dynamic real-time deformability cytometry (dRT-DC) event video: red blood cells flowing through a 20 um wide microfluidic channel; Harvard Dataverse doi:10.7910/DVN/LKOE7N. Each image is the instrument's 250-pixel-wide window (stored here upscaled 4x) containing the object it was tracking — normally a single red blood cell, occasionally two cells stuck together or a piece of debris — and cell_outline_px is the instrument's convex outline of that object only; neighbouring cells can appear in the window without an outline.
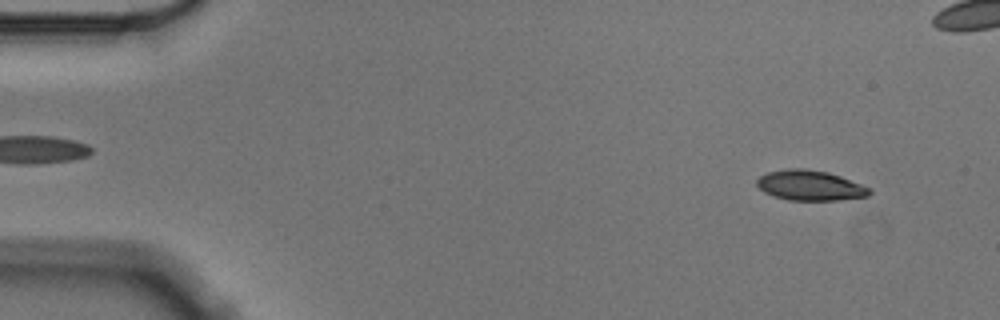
{"species": "Egyptian fruit bat (a non-hibernating species)", "species_latin": "Rousettus aegyptiacus", "temperature_condition": "cold", "stored_images_in_passage": 56, "camera_frame_rate_fps": 3000, "um_per_image_px": 0.085, "animal": {"sex": "male"}, "frame": {"image": 1, "passage_image": 4, "time_ms": 1.0, "image_size_px": [1000, 320], "cell_outline_px": [[872, 192], [868, 196], [840, 200], [788, 200], [772, 196], [764, 192], [756, 184], [756, 180], [760, 176], [768, 172], [788, 168], [804, 168], [828, 172], [840, 176], [872, 188]], "centroid_in_image_um": [68.86, 15.76], "position_along_channel_um": 16.1, "area_um2": 19.94}}
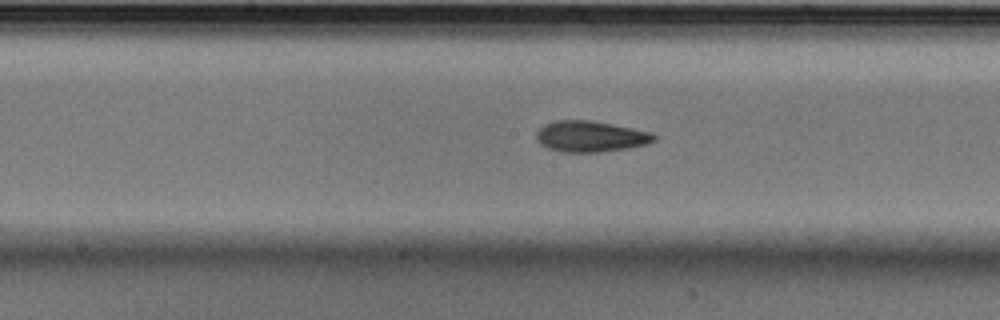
{"frame": {"image": 2, "passage_image": 28, "time_ms": 9.0, "image_size_px": [1000, 320], "cell_outline_px": [[656, 140], [648, 144], [628, 148], [600, 152], [560, 152], [548, 148], [540, 144], [536, 140], [536, 132], [544, 124], [556, 120], [592, 120], [652, 132], [656, 136]], "centroid_in_image_um": [50.19, 11.6], "position_along_channel_um": 198.0, "area_um2": 21.44}}
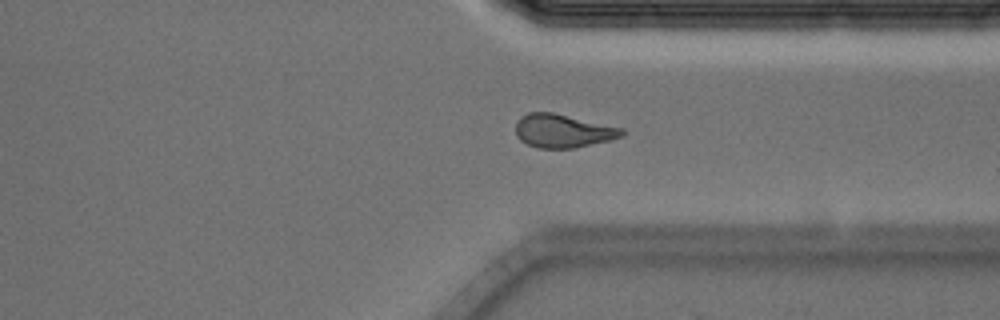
{"frame": {"image": 3, "passage_image": 42, "time_ms": 13.667, "image_size_px": [1000, 320], "cell_outline_px": [[624, 136], [608, 140], [572, 148], [536, 148], [520, 140], [516, 136], [516, 120], [520, 116], [528, 112], [552, 112], [624, 128]], "centroid_in_image_um": [47.81, 11.11], "position_along_channel_um": 363.6, "area_um2": 20.69}, "authors_computed_cell_mechanics": {"area_um2": 20.6346, "velocity_mm_per_s": 3.5544, "shape_relaxation_time_tau1_ms": 6.0654, "shape_relaxation_time_tau2_ms": 4.0158, "deformation_change_tau1": 0.1465, "deformation_change_tau2": 0.0964}}